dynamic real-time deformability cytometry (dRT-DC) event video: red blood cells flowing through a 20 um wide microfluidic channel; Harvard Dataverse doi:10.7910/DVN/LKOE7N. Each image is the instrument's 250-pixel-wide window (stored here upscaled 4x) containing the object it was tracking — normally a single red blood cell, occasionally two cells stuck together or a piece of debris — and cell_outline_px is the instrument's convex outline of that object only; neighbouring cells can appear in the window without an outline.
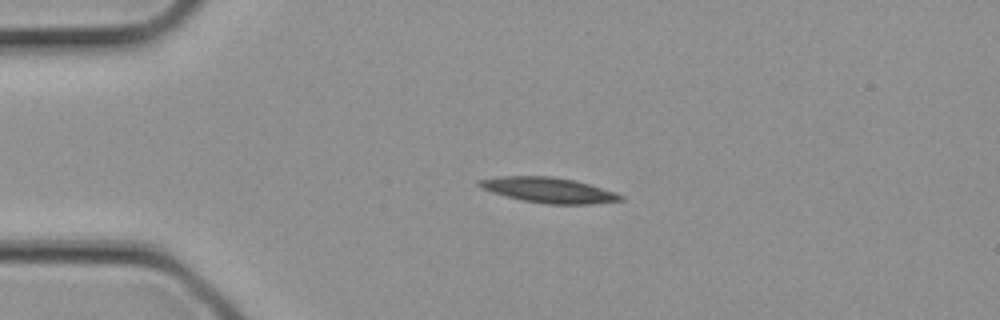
{"species": "common noctule bat (a hibernating species)", "species_latin": "Nyctalus noctula", "temperature_condition": "cold", "stored_images_in_passage": 2, "camera_frame_rate_fps": 3000, "um_per_image_px": 0.085, "animal": {"sex": "female", "body_mass_g": 21.9}, "frame": {"image": 1, "passage_image": 1, "time_ms": 0.0, "image_size_px": [1000, 320], "cell_outline_px": [[624, 200], [592, 204], [548, 204], [524, 200], [492, 192], [480, 188], [476, 184], [476, 180], [500, 176], [552, 176], [576, 180], [616, 192], [624, 196]], "centroid_in_image_um": [46.65, 16.15], "position_along_channel_um": 38.4, "area_um2": 20.92}}
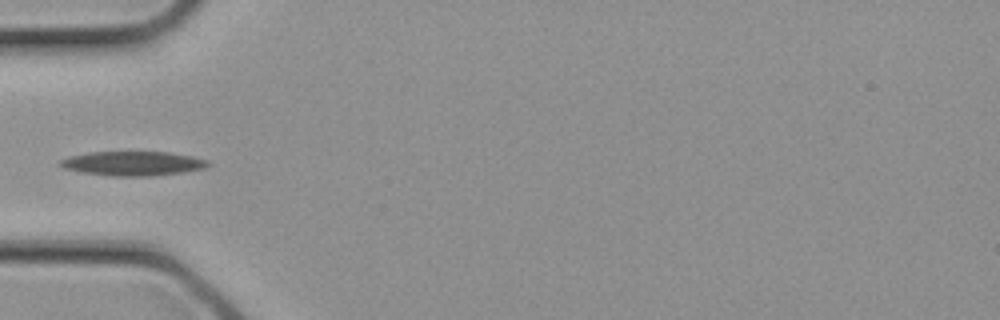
{"frame": {"image": 2, "passage_image": 2, "time_ms": 0.333, "image_size_px": [1000, 320], "cell_outline_px": [[212, 164], [204, 168], [180, 172], [152, 176], [112, 176], [84, 172], [64, 168], [60, 164], [60, 160], [68, 156], [88, 152], [168, 152], [192, 156], [208, 160]], "centroid_in_image_um": [11.31, 13.88], "position_along_channel_um": 73.7, "area_um2": 20.81}}